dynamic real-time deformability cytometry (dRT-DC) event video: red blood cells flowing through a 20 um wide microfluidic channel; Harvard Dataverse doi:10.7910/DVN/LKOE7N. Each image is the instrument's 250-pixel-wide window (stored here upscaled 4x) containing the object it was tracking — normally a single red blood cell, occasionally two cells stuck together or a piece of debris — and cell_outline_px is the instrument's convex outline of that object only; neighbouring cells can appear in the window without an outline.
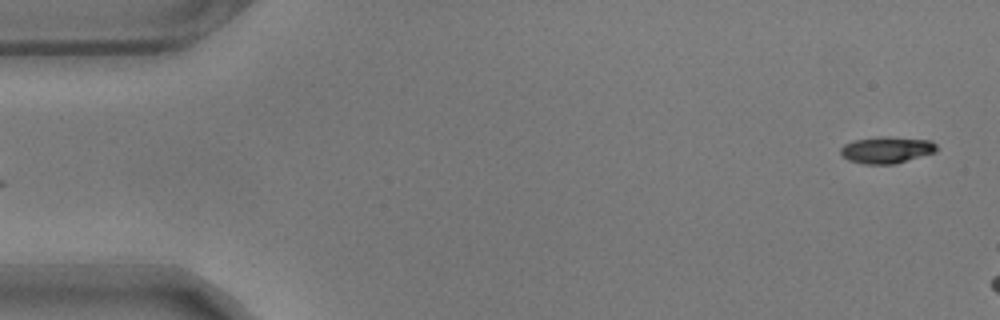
{"species": "common noctule bat (a hibernating species)", "species_latin": "Nyctalus noctula", "temperature_condition": "warm", "stored_images_in_passage": 8, "camera_frame_rate_fps": 3000, "um_per_image_px": 0.085, "animal": {"sex": "male", "body_mass_g": 17.9}, "frame": {"image": 1, "passage_image": 2, "time_ms": 0.333, "image_size_px": [1000, 320], "cell_outline_px": [[936, 152], [896, 164], [864, 164], [848, 160], [840, 152], [840, 148], [844, 144], [852, 140], [880, 136], [884, 136], [932, 140], [936, 144]], "centroid_in_image_um": [75.36, 12.74], "position_along_channel_um": 9.6, "area_um2": 15.09}}